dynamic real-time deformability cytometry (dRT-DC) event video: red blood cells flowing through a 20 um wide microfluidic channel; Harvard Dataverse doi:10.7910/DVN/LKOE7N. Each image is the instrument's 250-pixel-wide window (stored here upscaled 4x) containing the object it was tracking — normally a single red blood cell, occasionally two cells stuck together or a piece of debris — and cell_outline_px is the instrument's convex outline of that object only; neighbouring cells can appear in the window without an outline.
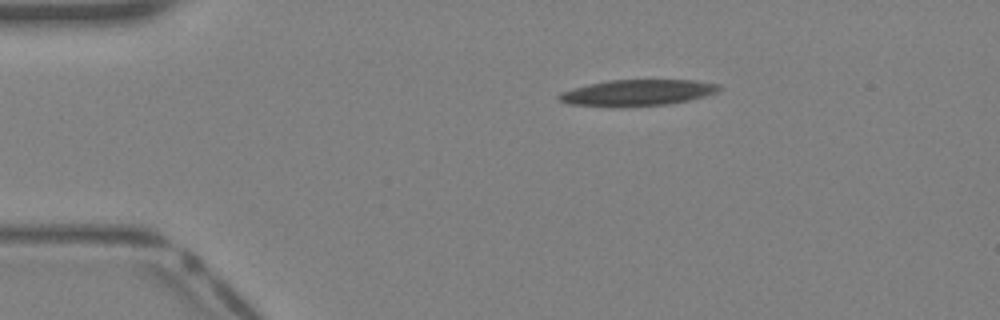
{"species": "Egyptian fruit bat (a non-hibernating species)", "species_latin": "Rousettus aegyptiacus", "temperature_condition": "warm", "stored_images_in_passage": 34, "camera_frame_rate_fps": 3000, "um_per_image_px": 0.085, "animal": {"sex": "female"}, "frame": {"image": 1, "passage_image": 1, "time_ms": 0.0, "image_size_px": [1000, 320], "cell_outline_px": [[720, 88], [716, 92], [704, 96], [688, 100], [668, 104], [568, 104], [560, 100], [556, 96], [560, 92], [572, 88], [588, 84], [608, 80], [696, 80], [720, 84]], "centroid_in_image_um": [54.22, 7.82], "position_along_channel_um": 30.8, "area_um2": 23.29}}
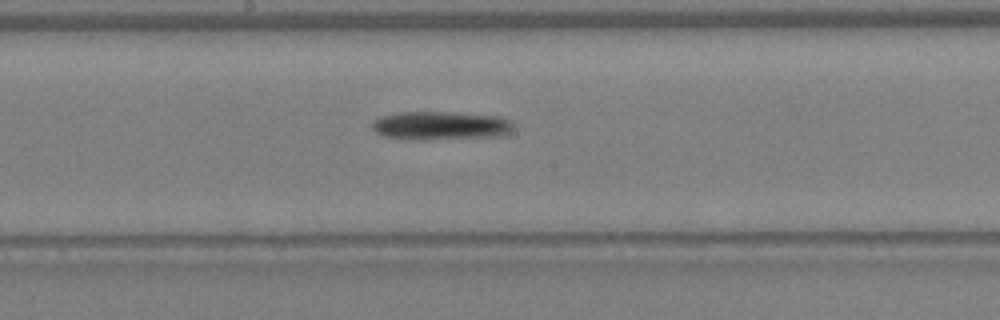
{"frame": {"image": 2, "passage_image": 15, "time_ms": 4.667, "image_size_px": [1000, 320], "cell_outline_px": [[516, 128], [512, 132], [504, 136], [384, 136], [376, 132], [372, 128], [372, 120], [380, 116], [400, 112], [452, 112], [500, 116], [512, 120]], "centroid_in_image_um": [37.57, 10.6], "position_along_channel_um": 210.6, "area_um2": 22.2}}
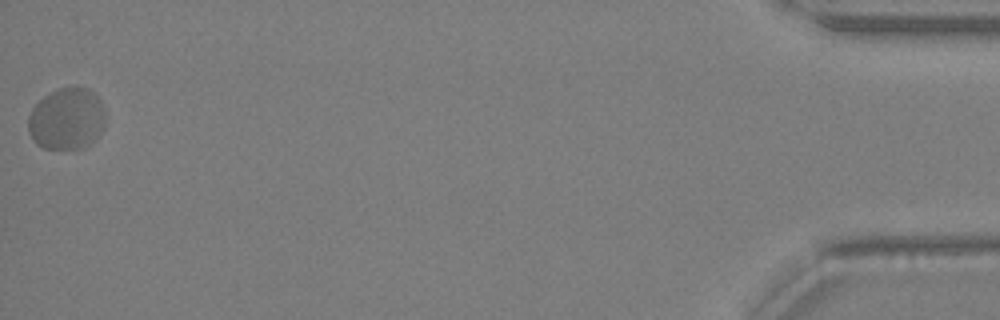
{"frame": {"image": 3, "passage_image": 34, "time_ms": 11.0, "image_size_px": [1000, 320], "cell_outline_px": [[104, 128], [84, 148], [44, 148], [36, 144], [28, 132], [28, 116], [32, 108], [44, 96], [60, 88], [76, 84], [88, 88], [100, 100], [104, 108]], "centroid_in_image_um": [5.66, 10.07], "position_along_channel_um": 429.5, "area_um2": 27.86}}